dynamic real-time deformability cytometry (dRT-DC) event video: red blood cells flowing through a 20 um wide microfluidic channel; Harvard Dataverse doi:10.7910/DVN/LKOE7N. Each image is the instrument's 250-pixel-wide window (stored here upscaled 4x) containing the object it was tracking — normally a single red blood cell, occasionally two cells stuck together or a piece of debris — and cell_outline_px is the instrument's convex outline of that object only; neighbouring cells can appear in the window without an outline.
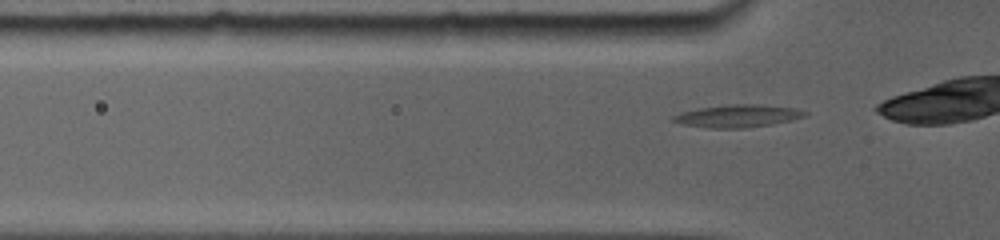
{"species": "common noctule bat (a hibernating species)", "species_latin": "Nyctalus noctula", "temperature_condition": "room temperature", "stored_images_in_passage": 51, "camera_frame_rate_fps": 5000, "um_per_image_px": 0.085, "animal": {"sex": "female", "body_mass_g": 19.0, "forearm_length_mm": 56.7}, "frame": {"image": 1, "passage_image": 3, "time_ms": 0.4, "image_size_px": [1000, 240], "cell_outline_px": [[804, 116], [788, 120], [768, 124], [732, 128], [716, 128], [684, 124], [672, 120], [672, 116], [680, 112], [700, 108], [728, 104], [756, 104], [796, 108], [804, 112]], "centroid_in_image_um": [62.64, 9.83], "position_along_channel_um": 63.2, "area_um2": 16.59}}
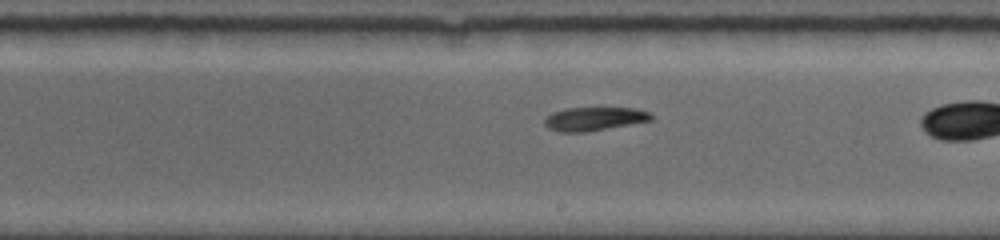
{"frame": {"image": 2, "passage_image": 26, "time_ms": 5.0, "image_size_px": [1000, 240], "cell_outline_px": [[652, 120], [584, 132], [560, 132], [548, 128], [544, 124], [544, 120], [552, 112], [568, 108], [636, 108], [648, 112], [652, 116]], "centroid_in_image_um": [50.48, 10.1], "position_along_channel_um": 238.5, "area_um2": 14.39}}
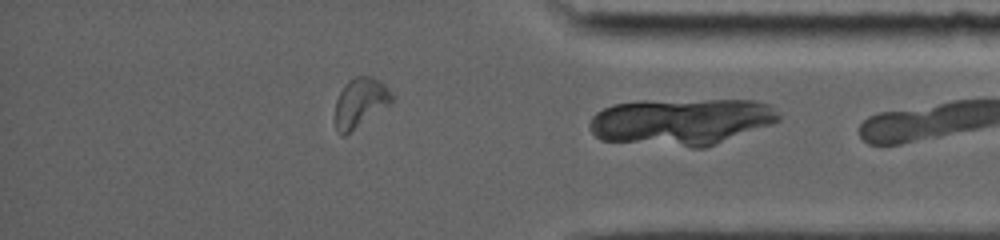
{"frame": {"image": 3, "passage_image": 49, "time_ms": 9.6, "image_size_px": [1000, 240], "cell_outline_px": [[392, 100], [388, 104], [344, 136], [340, 136], [336, 132], [336, 100], [344, 84], [348, 80], [356, 76], [372, 76], [380, 80], [384, 84], [392, 96]], "centroid_in_image_um": [30.57, 8.69], "position_along_channel_um": 404.6, "area_um2": 15.84}, "authors_computed_cell_mechanics": {"area_um2": 14.45, "velocity_mm_per_s": 3.8233, "shape_relaxation_time_tau1_ms": null, "shape_relaxation_time_tau2_ms": 1.6597, "deformation_change_tau1": null, "deformation_change_tau2": 0.1002}}